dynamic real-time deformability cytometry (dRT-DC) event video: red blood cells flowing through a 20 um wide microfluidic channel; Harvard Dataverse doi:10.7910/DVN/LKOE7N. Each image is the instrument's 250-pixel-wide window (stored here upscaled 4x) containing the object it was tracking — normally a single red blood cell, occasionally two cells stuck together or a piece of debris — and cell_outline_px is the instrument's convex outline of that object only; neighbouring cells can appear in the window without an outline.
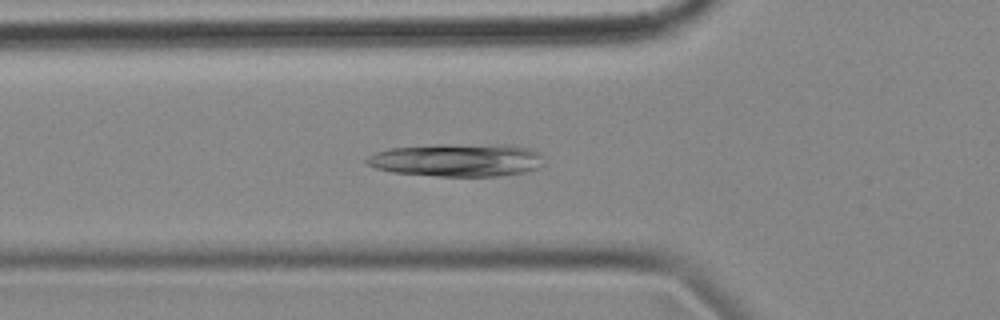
{"species": "common noctule bat (a hibernating species)", "species_latin": "Nyctalus noctula", "temperature_condition": "cold", "stored_images_in_passage": 39, "camera_frame_rate_fps": 3000, "um_per_image_px": 0.085, "animal": {"sex": "female", "body_mass_g": 18.4}, "frame": {"image": 1, "passage_image": 2, "time_ms": 0.333, "image_size_px": [1000, 320], "cell_outline_px": [[544, 164], [528, 172], [496, 176], [436, 176], [392, 172], [376, 168], [364, 164], [364, 160], [368, 156], [376, 152], [392, 148], [432, 144], [512, 144], [532, 148], [540, 152]], "centroid_in_image_um": [38.89, 13.59], "position_along_channel_um": 86.9, "area_um2": 34.74}}
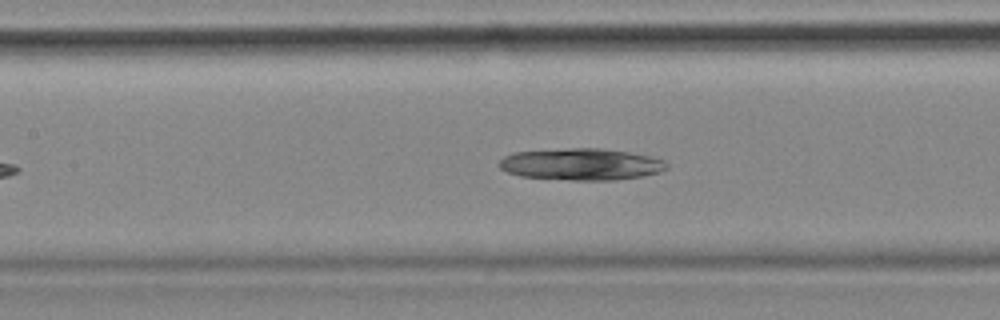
{"frame": {"image": 2, "passage_image": 8, "time_ms": 2.333, "image_size_px": [1000, 320], "cell_outline_px": [[668, 168], [660, 172], [644, 176], [612, 180], [572, 180], [520, 176], [508, 172], [500, 168], [496, 164], [504, 156], [512, 152], [568, 148], [600, 148], [628, 152], [648, 156], [664, 160], [668, 164]], "centroid_in_image_um": [49.38, 13.96], "position_along_channel_um": 158.0, "area_um2": 31.1}}
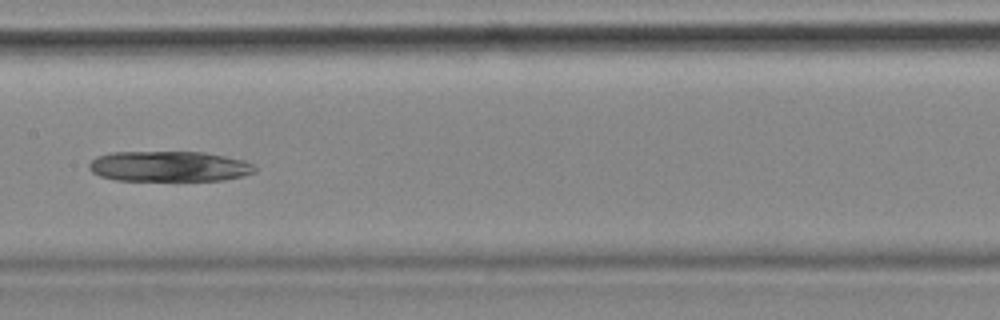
{"frame": {"image": 3, "passage_image": 11, "time_ms": 3.333, "image_size_px": [1000, 320], "cell_outline_px": [[256, 172], [224, 180], [116, 180], [100, 176], [92, 172], [88, 168], [88, 164], [96, 156], [112, 152], [204, 152], [244, 160], [252, 164], [256, 168]], "centroid_in_image_um": [14.35, 14.14], "position_along_channel_um": 193.1, "area_um2": 29.36}}